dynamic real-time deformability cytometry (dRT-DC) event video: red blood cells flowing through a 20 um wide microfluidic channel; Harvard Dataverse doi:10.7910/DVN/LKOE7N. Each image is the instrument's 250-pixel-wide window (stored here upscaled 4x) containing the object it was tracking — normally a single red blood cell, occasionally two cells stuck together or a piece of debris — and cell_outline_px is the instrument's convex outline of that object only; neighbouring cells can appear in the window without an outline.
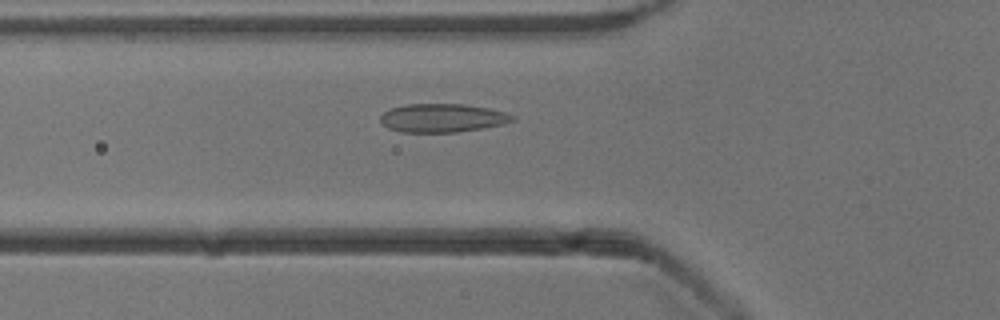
{"species": "common noctule bat (a hibernating species)", "species_latin": "Nyctalus noctula", "temperature_condition": "cold", "stored_images_in_passage": 33, "camera_frame_rate_fps": 3000, "um_per_image_px": 0.085, "animal": {"sex": "male", "body_mass_g": 13.3}, "frame": {"image": 1, "passage_image": 5, "time_ms": 1.333, "image_size_px": [1000, 320], "cell_outline_px": [[516, 120], [504, 124], [456, 132], [400, 132], [388, 128], [380, 120], [380, 116], [384, 112], [392, 108], [404, 104], [464, 104], [488, 108], [508, 112], [516, 116]], "centroid_in_image_um": [37.64, 10.02], "position_along_channel_um": 88.2, "area_um2": 22.02}}
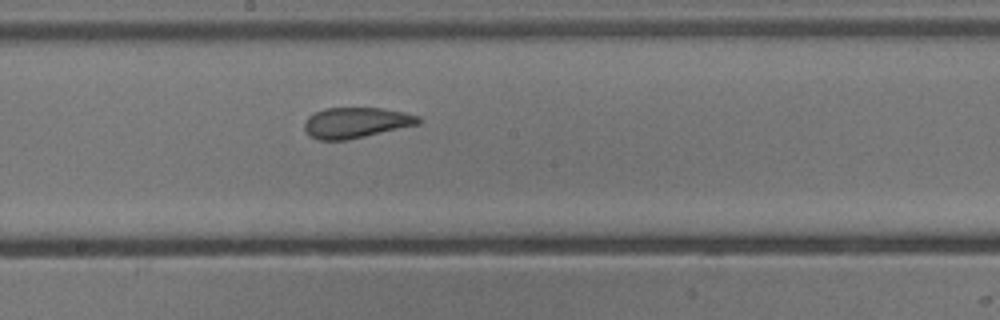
{"frame": {"image": 2, "passage_image": 15, "time_ms": 4.667, "image_size_px": [1000, 320], "cell_outline_px": [[424, 120], [420, 124], [348, 140], [316, 140], [308, 136], [304, 128], [304, 120], [308, 116], [324, 108], [380, 108], [404, 112], [420, 116]], "centroid_in_image_um": [30.26, 10.43], "position_along_channel_um": 217.9, "area_um2": 20.63}}
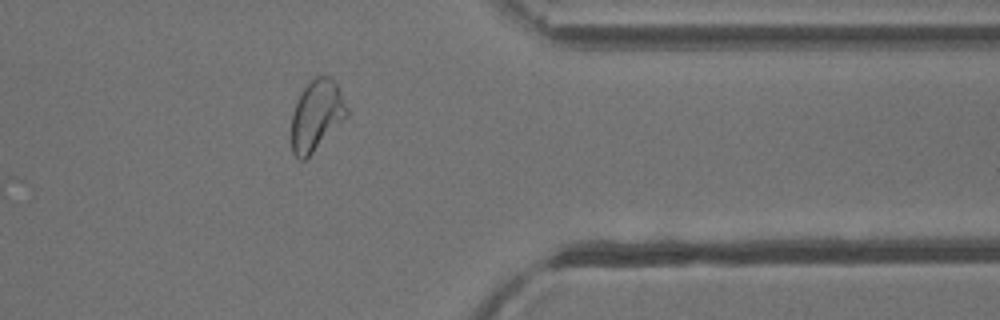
{"frame": {"image": 3, "passage_image": 29, "time_ms": 9.333, "image_size_px": [1000, 320], "cell_outline_px": [[348, 116], [304, 160], [300, 160], [292, 152], [292, 112], [304, 88], [316, 76], [332, 76], [348, 108]], "centroid_in_image_um": [26.91, 9.79], "position_along_channel_um": 384.5, "area_um2": 22.31}, "authors_computed_cell_mechanics": {"area_um2": 20.8658, "velocity_mm_per_s": 3.8612, "shape_relaxation_time_tau1_ms": 6.5806, "shape_relaxation_time_tau2_ms": 0.6558, "deformation_change_tau1": 0.1496, "deformation_change_tau2": 0.0353}}